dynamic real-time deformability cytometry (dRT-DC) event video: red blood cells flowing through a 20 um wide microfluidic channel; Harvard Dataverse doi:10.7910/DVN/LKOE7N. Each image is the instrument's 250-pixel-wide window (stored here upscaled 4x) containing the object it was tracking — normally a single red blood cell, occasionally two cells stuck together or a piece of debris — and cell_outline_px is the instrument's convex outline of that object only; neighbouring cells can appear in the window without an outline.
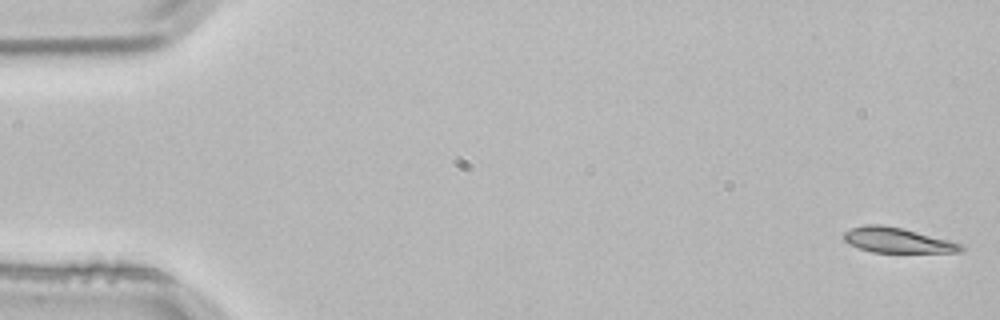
{"species": "common noctule bat (a hibernating species)", "species_latin": "Nyctalus noctula", "temperature_condition": "room temperature", "stored_images_in_passage": 3, "camera_frame_rate_fps": 3000, "um_per_image_px": 0.085, "animal": {"sex": "male", "body_mass_g": 21.5, "forearm_length_mm": 52.0}, "frame": {"image": 1, "passage_image": 1, "time_ms": 0.0, "image_size_px": [1000, 320], "cell_outline_px": [[964, 248], [960, 252], [872, 252], [848, 244], [844, 240], [844, 232], [852, 228], [864, 224], [884, 224], [948, 240], [960, 244]], "centroid_in_image_um": [76.21, 20.41], "position_along_channel_um": 8.8, "area_um2": 16.82}}
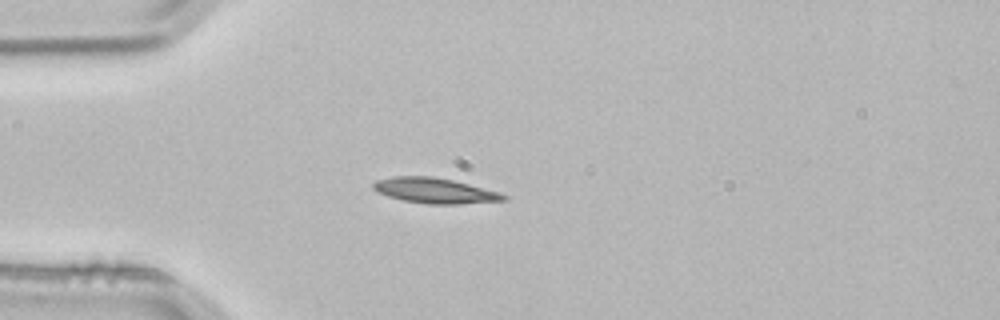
{"frame": {"image": 2, "passage_image": 3, "time_ms": 0.667, "image_size_px": [1000, 320], "cell_outline_px": [[508, 200], [460, 204], [428, 204], [404, 200], [388, 196], [372, 188], [372, 184], [376, 180], [392, 176], [432, 176], [452, 180], [500, 192], [508, 196]], "centroid_in_image_um": [36.98, 16.2], "position_along_channel_um": 48.0, "area_um2": 19.19}}